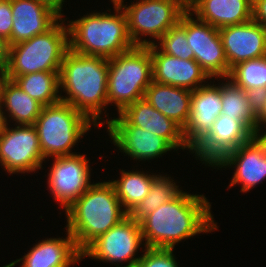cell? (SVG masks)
Here are the masks:
<instances>
[{
  "label": "cell",
  "mask_w": 266,
  "mask_h": 267,
  "mask_svg": "<svg viewBox=\"0 0 266 267\" xmlns=\"http://www.w3.org/2000/svg\"><path fill=\"white\" fill-rule=\"evenodd\" d=\"M210 208L205 196L181 191L139 221L145 247L174 249L181 240L217 230Z\"/></svg>",
  "instance_id": "6da1fadb"
},
{
  "label": "cell",
  "mask_w": 266,
  "mask_h": 267,
  "mask_svg": "<svg viewBox=\"0 0 266 267\" xmlns=\"http://www.w3.org/2000/svg\"><path fill=\"white\" fill-rule=\"evenodd\" d=\"M108 59L100 56H89L68 50L63 58L59 71V89L67 93L60 96L61 101L69 103L84 114L94 126L102 119V109L108 105L107 81Z\"/></svg>",
  "instance_id": "7a4b0ae2"
},
{
  "label": "cell",
  "mask_w": 266,
  "mask_h": 267,
  "mask_svg": "<svg viewBox=\"0 0 266 267\" xmlns=\"http://www.w3.org/2000/svg\"><path fill=\"white\" fill-rule=\"evenodd\" d=\"M121 207L109 181L92 184L65 210L67 231L76 247L82 252L98 236L124 219L128 214Z\"/></svg>",
  "instance_id": "3957f363"
},
{
  "label": "cell",
  "mask_w": 266,
  "mask_h": 267,
  "mask_svg": "<svg viewBox=\"0 0 266 267\" xmlns=\"http://www.w3.org/2000/svg\"><path fill=\"white\" fill-rule=\"evenodd\" d=\"M113 4L115 15L94 12L69 21V50L109 59L134 47L125 13L118 3Z\"/></svg>",
  "instance_id": "277c9868"
},
{
  "label": "cell",
  "mask_w": 266,
  "mask_h": 267,
  "mask_svg": "<svg viewBox=\"0 0 266 267\" xmlns=\"http://www.w3.org/2000/svg\"><path fill=\"white\" fill-rule=\"evenodd\" d=\"M62 17L49 30L8 47V79L35 72H59L69 50L68 27ZM62 21V22H61Z\"/></svg>",
  "instance_id": "5b68a950"
},
{
  "label": "cell",
  "mask_w": 266,
  "mask_h": 267,
  "mask_svg": "<svg viewBox=\"0 0 266 267\" xmlns=\"http://www.w3.org/2000/svg\"><path fill=\"white\" fill-rule=\"evenodd\" d=\"M107 101L120 113L126 106L144 98L152 82L150 46H134L108 59Z\"/></svg>",
  "instance_id": "8992f818"
},
{
  "label": "cell",
  "mask_w": 266,
  "mask_h": 267,
  "mask_svg": "<svg viewBox=\"0 0 266 267\" xmlns=\"http://www.w3.org/2000/svg\"><path fill=\"white\" fill-rule=\"evenodd\" d=\"M91 122L69 103L43 106L34 124L43 158L75 154L70 150L90 130Z\"/></svg>",
  "instance_id": "52a82bcc"
},
{
  "label": "cell",
  "mask_w": 266,
  "mask_h": 267,
  "mask_svg": "<svg viewBox=\"0 0 266 267\" xmlns=\"http://www.w3.org/2000/svg\"><path fill=\"white\" fill-rule=\"evenodd\" d=\"M140 1V2H138ZM136 3L123 5L119 0L127 20V29L134 46H150L155 41L141 39L150 36L159 40L172 26L176 25L181 16L188 10L186 0H138Z\"/></svg>",
  "instance_id": "ba28073f"
},
{
  "label": "cell",
  "mask_w": 266,
  "mask_h": 267,
  "mask_svg": "<svg viewBox=\"0 0 266 267\" xmlns=\"http://www.w3.org/2000/svg\"><path fill=\"white\" fill-rule=\"evenodd\" d=\"M194 14L187 10L179 23L185 28L188 45L194 53V60L212 77L227 80L230 68L225 56L219 30L214 26L195 20Z\"/></svg>",
  "instance_id": "9c48e42d"
},
{
  "label": "cell",
  "mask_w": 266,
  "mask_h": 267,
  "mask_svg": "<svg viewBox=\"0 0 266 267\" xmlns=\"http://www.w3.org/2000/svg\"><path fill=\"white\" fill-rule=\"evenodd\" d=\"M140 223L133 220L129 215L122 219L106 233L98 236L83 251L82 258L92 257L103 262H127L123 267H135L140 257H135L142 244ZM135 257V258H134ZM117 267H120L117 265Z\"/></svg>",
  "instance_id": "30bf717a"
},
{
  "label": "cell",
  "mask_w": 266,
  "mask_h": 267,
  "mask_svg": "<svg viewBox=\"0 0 266 267\" xmlns=\"http://www.w3.org/2000/svg\"><path fill=\"white\" fill-rule=\"evenodd\" d=\"M44 161L34 125H18L0 134V164L9 174L32 172Z\"/></svg>",
  "instance_id": "8fae6325"
},
{
  "label": "cell",
  "mask_w": 266,
  "mask_h": 267,
  "mask_svg": "<svg viewBox=\"0 0 266 267\" xmlns=\"http://www.w3.org/2000/svg\"><path fill=\"white\" fill-rule=\"evenodd\" d=\"M51 165L48 187L66 210L92 185L89 160L83 154H72L55 157Z\"/></svg>",
  "instance_id": "7c38bea8"
},
{
  "label": "cell",
  "mask_w": 266,
  "mask_h": 267,
  "mask_svg": "<svg viewBox=\"0 0 266 267\" xmlns=\"http://www.w3.org/2000/svg\"><path fill=\"white\" fill-rule=\"evenodd\" d=\"M255 135L240 121L220 114L208 134L192 149L203 164L215 166L227 153L249 142ZM205 161V162H204Z\"/></svg>",
  "instance_id": "4fadbf2b"
},
{
  "label": "cell",
  "mask_w": 266,
  "mask_h": 267,
  "mask_svg": "<svg viewBox=\"0 0 266 267\" xmlns=\"http://www.w3.org/2000/svg\"><path fill=\"white\" fill-rule=\"evenodd\" d=\"M118 114V118L107 120L106 124L137 126L164 138L174 149L188 148L192 151L184 139L183 128L156 110L146 99L129 104Z\"/></svg>",
  "instance_id": "5bb4252c"
},
{
  "label": "cell",
  "mask_w": 266,
  "mask_h": 267,
  "mask_svg": "<svg viewBox=\"0 0 266 267\" xmlns=\"http://www.w3.org/2000/svg\"><path fill=\"white\" fill-rule=\"evenodd\" d=\"M234 165L235 173L229 187L241 183V192H247L266 178V135H256L249 142L227 153L214 167ZM226 166V167H225Z\"/></svg>",
  "instance_id": "9a60e30c"
},
{
  "label": "cell",
  "mask_w": 266,
  "mask_h": 267,
  "mask_svg": "<svg viewBox=\"0 0 266 267\" xmlns=\"http://www.w3.org/2000/svg\"><path fill=\"white\" fill-rule=\"evenodd\" d=\"M218 30L230 69L237 63L266 56V28L259 23L250 20Z\"/></svg>",
  "instance_id": "2e32d148"
},
{
  "label": "cell",
  "mask_w": 266,
  "mask_h": 267,
  "mask_svg": "<svg viewBox=\"0 0 266 267\" xmlns=\"http://www.w3.org/2000/svg\"><path fill=\"white\" fill-rule=\"evenodd\" d=\"M221 110V85L206 84L192 91L190 116L183 128L184 139L191 149L208 134Z\"/></svg>",
  "instance_id": "e0dca14e"
},
{
  "label": "cell",
  "mask_w": 266,
  "mask_h": 267,
  "mask_svg": "<svg viewBox=\"0 0 266 267\" xmlns=\"http://www.w3.org/2000/svg\"><path fill=\"white\" fill-rule=\"evenodd\" d=\"M150 52L152 80L155 82L193 91L205 85L202 82L206 79H211L194 59L185 60L165 54L155 44L150 45Z\"/></svg>",
  "instance_id": "ac0fdd59"
},
{
  "label": "cell",
  "mask_w": 266,
  "mask_h": 267,
  "mask_svg": "<svg viewBox=\"0 0 266 267\" xmlns=\"http://www.w3.org/2000/svg\"><path fill=\"white\" fill-rule=\"evenodd\" d=\"M11 46L49 30L61 16L39 0H11Z\"/></svg>",
  "instance_id": "d6986e66"
},
{
  "label": "cell",
  "mask_w": 266,
  "mask_h": 267,
  "mask_svg": "<svg viewBox=\"0 0 266 267\" xmlns=\"http://www.w3.org/2000/svg\"><path fill=\"white\" fill-rule=\"evenodd\" d=\"M119 150L132 159L150 160L174 149L164 138L133 125H107Z\"/></svg>",
  "instance_id": "ffe728a7"
},
{
  "label": "cell",
  "mask_w": 266,
  "mask_h": 267,
  "mask_svg": "<svg viewBox=\"0 0 266 267\" xmlns=\"http://www.w3.org/2000/svg\"><path fill=\"white\" fill-rule=\"evenodd\" d=\"M82 252L76 247L74 238L67 231V237L49 238L37 243L20 259L3 267H14L21 260V267H70L81 260Z\"/></svg>",
  "instance_id": "44dd1931"
},
{
  "label": "cell",
  "mask_w": 266,
  "mask_h": 267,
  "mask_svg": "<svg viewBox=\"0 0 266 267\" xmlns=\"http://www.w3.org/2000/svg\"><path fill=\"white\" fill-rule=\"evenodd\" d=\"M188 10L217 29L252 20V0H189Z\"/></svg>",
  "instance_id": "7402d4cb"
},
{
  "label": "cell",
  "mask_w": 266,
  "mask_h": 267,
  "mask_svg": "<svg viewBox=\"0 0 266 267\" xmlns=\"http://www.w3.org/2000/svg\"><path fill=\"white\" fill-rule=\"evenodd\" d=\"M192 90L160 84L152 80L144 99L164 116L174 120L182 128L190 116Z\"/></svg>",
  "instance_id": "603a6c76"
},
{
  "label": "cell",
  "mask_w": 266,
  "mask_h": 267,
  "mask_svg": "<svg viewBox=\"0 0 266 267\" xmlns=\"http://www.w3.org/2000/svg\"><path fill=\"white\" fill-rule=\"evenodd\" d=\"M1 103V107L7 109L5 111H8L9 117L18 125H34L43 107L12 79H8L4 85Z\"/></svg>",
  "instance_id": "cb8c5ba5"
},
{
  "label": "cell",
  "mask_w": 266,
  "mask_h": 267,
  "mask_svg": "<svg viewBox=\"0 0 266 267\" xmlns=\"http://www.w3.org/2000/svg\"><path fill=\"white\" fill-rule=\"evenodd\" d=\"M157 175L138 171L121 170L120 180L109 181L118 196L121 206L129 214L149 193L151 184Z\"/></svg>",
  "instance_id": "d4e9b609"
},
{
  "label": "cell",
  "mask_w": 266,
  "mask_h": 267,
  "mask_svg": "<svg viewBox=\"0 0 266 267\" xmlns=\"http://www.w3.org/2000/svg\"><path fill=\"white\" fill-rule=\"evenodd\" d=\"M221 85V114L240 120L255 136L258 135L257 115L249 107L245 89L236 86L229 79Z\"/></svg>",
  "instance_id": "484cf974"
},
{
  "label": "cell",
  "mask_w": 266,
  "mask_h": 267,
  "mask_svg": "<svg viewBox=\"0 0 266 267\" xmlns=\"http://www.w3.org/2000/svg\"><path fill=\"white\" fill-rule=\"evenodd\" d=\"M31 98L43 106L61 101L59 93V72H35L13 79Z\"/></svg>",
  "instance_id": "4316f807"
},
{
  "label": "cell",
  "mask_w": 266,
  "mask_h": 267,
  "mask_svg": "<svg viewBox=\"0 0 266 267\" xmlns=\"http://www.w3.org/2000/svg\"><path fill=\"white\" fill-rule=\"evenodd\" d=\"M173 181L169 177L157 175L151 184L149 193L128 215L139 222L160 205L175 198L182 190L178 189L179 186Z\"/></svg>",
  "instance_id": "83f0119b"
},
{
  "label": "cell",
  "mask_w": 266,
  "mask_h": 267,
  "mask_svg": "<svg viewBox=\"0 0 266 267\" xmlns=\"http://www.w3.org/2000/svg\"><path fill=\"white\" fill-rule=\"evenodd\" d=\"M227 79L245 90L266 88V56L237 63Z\"/></svg>",
  "instance_id": "f1b7e54d"
},
{
  "label": "cell",
  "mask_w": 266,
  "mask_h": 267,
  "mask_svg": "<svg viewBox=\"0 0 266 267\" xmlns=\"http://www.w3.org/2000/svg\"><path fill=\"white\" fill-rule=\"evenodd\" d=\"M158 41L157 48L165 54L191 60L194 59V53L188 45L185 28L178 22L172 26Z\"/></svg>",
  "instance_id": "f546056e"
},
{
  "label": "cell",
  "mask_w": 266,
  "mask_h": 267,
  "mask_svg": "<svg viewBox=\"0 0 266 267\" xmlns=\"http://www.w3.org/2000/svg\"><path fill=\"white\" fill-rule=\"evenodd\" d=\"M135 267H178V264L173 254V248L145 247V253Z\"/></svg>",
  "instance_id": "4dcf8cb0"
},
{
  "label": "cell",
  "mask_w": 266,
  "mask_h": 267,
  "mask_svg": "<svg viewBox=\"0 0 266 267\" xmlns=\"http://www.w3.org/2000/svg\"><path fill=\"white\" fill-rule=\"evenodd\" d=\"M12 26L11 0H0V37L7 42L8 47L11 46Z\"/></svg>",
  "instance_id": "1f68e13d"
},
{
  "label": "cell",
  "mask_w": 266,
  "mask_h": 267,
  "mask_svg": "<svg viewBox=\"0 0 266 267\" xmlns=\"http://www.w3.org/2000/svg\"><path fill=\"white\" fill-rule=\"evenodd\" d=\"M249 107L258 115L264 108L266 102V88H255L245 90Z\"/></svg>",
  "instance_id": "d6a6232c"
},
{
  "label": "cell",
  "mask_w": 266,
  "mask_h": 267,
  "mask_svg": "<svg viewBox=\"0 0 266 267\" xmlns=\"http://www.w3.org/2000/svg\"><path fill=\"white\" fill-rule=\"evenodd\" d=\"M252 20L266 28V0H252Z\"/></svg>",
  "instance_id": "836d02e7"
},
{
  "label": "cell",
  "mask_w": 266,
  "mask_h": 267,
  "mask_svg": "<svg viewBox=\"0 0 266 267\" xmlns=\"http://www.w3.org/2000/svg\"><path fill=\"white\" fill-rule=\"evenodd\" d=\"M8 61V44L0 37V70L6 69Z\"/></svg>",
  "instance_id": "e575fe53"
},
{
  "label": "cell",
  "mask_w": 266,
  "mask_h": 267,
  "mask_svg": "<svg viewBox=\"0 0 266 267\" xmlns=\"http://www.w3.org/2000/svg\"><path fill=\"white\" fill-rule=\"evenodd\" d=\"M40 2L48 5L50 8H52L56 13H58L61 17H63L61 13L62 4L65 0H39Z\"/></svg>",
  "instance_id": "d590c367"
},
{
  "label": "cell",
  "mask_w": 266,
  "mask_h": 267,
  "mask_svg": "<svg viewBox=\"0 0 266 267\" xmlns=\"http://www.w3.org/2000/svg\"><path fill=\"white\" fill-rule=\"evenodd\" d=\"M257 120H258V135H260L259 131L261 130L260 128H262V127H260L261 124H264L265 123V125H266V102L264 104V108L257 115ZM262 135H266V132L263 133Z\"/></svg>",
  "instance_id": "8d00e7d4"
},
{
  "label": "cell",
  "mask_w": 266,
  "mask_h": 267,
  "mask_svg": "<svg viewBox=\"0 0 266 267\" xmlns=\"http://www.w3.org/2000/svg\"><path fill=\"white\" fill-rule=\"evenodd\" d=\"M8 80V76L6 74V70H0V105L2 104V95H3V88L4 85L6 83V81Z\"/></svg>",
  "instance_id": "74e56055"
},
{
  "label": "cell",
  "mask_w": 266,
  "mask_h": 267,
  "mask_svg": "<svg viewBox=\"0 0 266 267\" xmlns=\"http://www.w3.org/2000/svg\"><path fill=\"white\" fill-rule=\"evenodd\" d=\"M3 108L0 105V134L6 129V126L8 125L7 117L5 112H3Z\"/></svg>",
  "instance_id": "f35d334b"
},
{
  "label": "cell",
  "mask_w": 266,
  "mask_h": 267,
  "mask_svg": "<svg viewBox=\"0 0 266 267\" xmlns=\"http://www.w3.org/2000/svg\"><path fill=\"white\" fill-rule=\"evenodd\" d=\"M113 3H117L119 0H111Z\"/></svg>",
  "instance_id": "ab89813d"
}]
</instances>
